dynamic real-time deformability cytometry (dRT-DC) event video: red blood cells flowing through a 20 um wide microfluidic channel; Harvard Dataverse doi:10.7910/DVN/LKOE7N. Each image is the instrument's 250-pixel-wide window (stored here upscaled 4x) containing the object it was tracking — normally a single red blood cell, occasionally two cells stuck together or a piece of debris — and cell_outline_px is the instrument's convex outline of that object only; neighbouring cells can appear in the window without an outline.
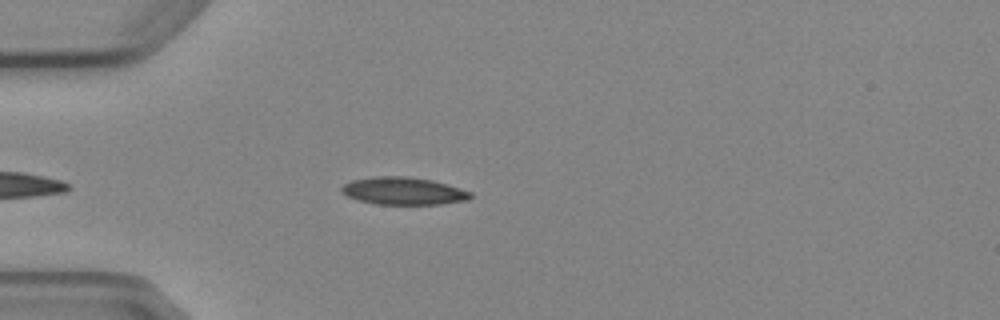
{"species": "Egyptian fruit bat (a non-hibernating species)", "species_latin": "Rousettus aegyptiacus", "temperature_condition": "cold", "stored_images_in_passage": 1, "camera_frame_rate_fps": 3000, "um_per_image_px": 0.085, "animal": {"sex": "female"}, "frame": {"image": 1, "passage_image": 1, "time_ms": 0.0, "image_size_px": [1000, 320], "cell_outline_px": [[472, 196], [468, 200], [440, 204], [376, 204], [360, 200], [348, 196], [340, 192], [340, 188], [344, 184], [352, 180], [372, 176], [408, 176], [432, 180], [460, 188], [472, 192]], "centroid_in_image_um": [34.28, 16.22], "position_along_channel_um": 50.7, "area_um2": 20.69}}